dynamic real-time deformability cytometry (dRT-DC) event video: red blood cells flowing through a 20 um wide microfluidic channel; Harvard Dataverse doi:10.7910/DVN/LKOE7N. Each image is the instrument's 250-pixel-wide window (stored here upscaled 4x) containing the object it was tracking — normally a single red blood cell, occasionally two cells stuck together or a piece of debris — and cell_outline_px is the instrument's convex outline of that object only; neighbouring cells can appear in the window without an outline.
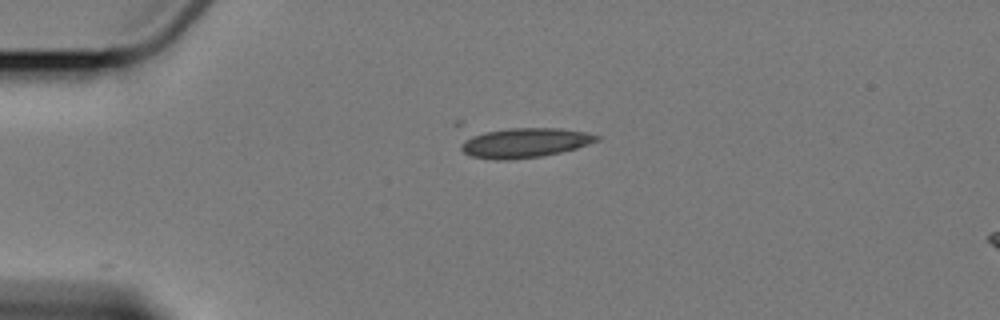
{"species": "Egyptian fruit bat (a non-hibernating species)", "species_latin": "Rousettus aegyptiacus", "temperature_condition": "cold", "stored_images_in_passage": 2, "camera_frame_rate_fps": 3000, "um_per_image_px": 0.085, "animal": {"sex": "female"}, "frame": {"image": 1, "passage_image": 1, "time_ms": 0.0, "image_size_px": [1000, 320], "cell_outline_px": [[600, 140], [576, 148], [560, 152], [540, 156], [508, 160], [492, 160], [472, 156], [464, 152], [460, 148], [452, 124], [456, 120], [460, 120], [560, 128], [584, 132], [600, 136]], "centroid_in_image_um": [43.88, 11.9], "position_along_channel_um": 41.1, "area_um2": 28.9}}